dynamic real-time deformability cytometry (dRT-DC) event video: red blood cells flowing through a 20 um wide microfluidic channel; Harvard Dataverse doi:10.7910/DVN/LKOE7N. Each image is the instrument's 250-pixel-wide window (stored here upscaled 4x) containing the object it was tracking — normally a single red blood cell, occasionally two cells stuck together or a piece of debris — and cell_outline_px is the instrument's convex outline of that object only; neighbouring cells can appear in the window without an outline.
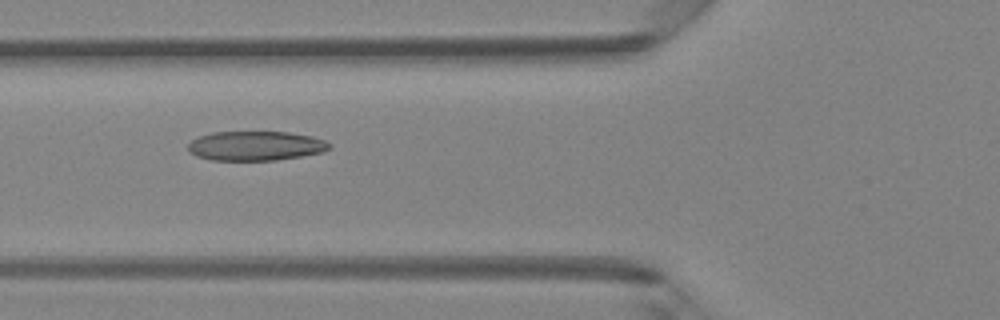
{"species": "Egyptian fruit bat (a non-hibernating species)", "species_latin": "Rousettus aegyptiacus", "temperature_condition": "room temperature", "stored_images_in_passage": 48, "camera_frame_rate_fps": 3000, "um_per_image_px": 0.085, "animal": {"sex": "female"}, "frame": {"image": 1, "passage_image": 18, "time_ms": 5.667, "image_size_px": [1000, 320], "cell_outline_px": [[332, 148], [324, 152], [276, 160], [212, 160], [196, 156], [188, 152], [188, 144], [192, 140], [200, 136], [212, 132], [288, 132], [312, 136], [324, 140], [332, 144]], "centroid_in_image_um": [21.74, 12.4], "position_along_channel_um": 104.1, "area_um2": 24.33}}
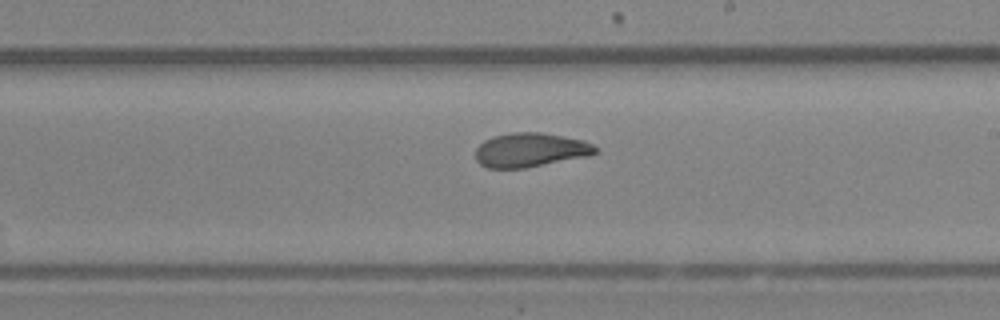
{"frame": {"image": 2, "passage_image": 28, "time_ms": 9.0, "image_size_px": [1000, 320], "cell_outline_px": [[600, 152], [588, 156], [524, 168], [488, 168], [480, 164], [476, 160], [476, 148], [484, 140], [496, 136], [512, 132], [540, 132], [584, 140], [592, 144]], "centroid_in_image_um": [45.09, 12.75], "position_along_channel_um": 243.9, "area_um2": 23.76}}
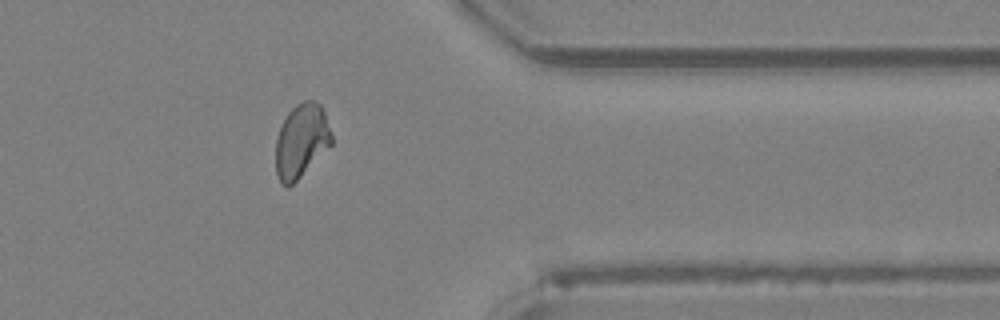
{"frame": {"image": 3, "passage_image": 39, "time_ms": 12.667, "image_size_px": [1000, 320], "cell_outline_px": [[332, 144], [288, 188], [284, 188], [280, 184], [276, 172], [276, 136], [288, 112], [296, 104], [304, 100], [316, 100], [320, 104], [324, 112], [332, 136]], "centroid_in_image_um": [25.59, 11.97], "position_along_channel_um": 385.8, "area_um2": 23.93}, "authors_computed_cell_mechanics": {"area_um2": 24.3338, "velocity_mm_per_s": 4.2101, "shape_relaxation_time_tau1_ms": 11.2334, "shape_relaxation_time_tau2_ms": 1.5088, "deformation_change_tau1": 0.2684, "deformation_change_tau2": 0.0705}}